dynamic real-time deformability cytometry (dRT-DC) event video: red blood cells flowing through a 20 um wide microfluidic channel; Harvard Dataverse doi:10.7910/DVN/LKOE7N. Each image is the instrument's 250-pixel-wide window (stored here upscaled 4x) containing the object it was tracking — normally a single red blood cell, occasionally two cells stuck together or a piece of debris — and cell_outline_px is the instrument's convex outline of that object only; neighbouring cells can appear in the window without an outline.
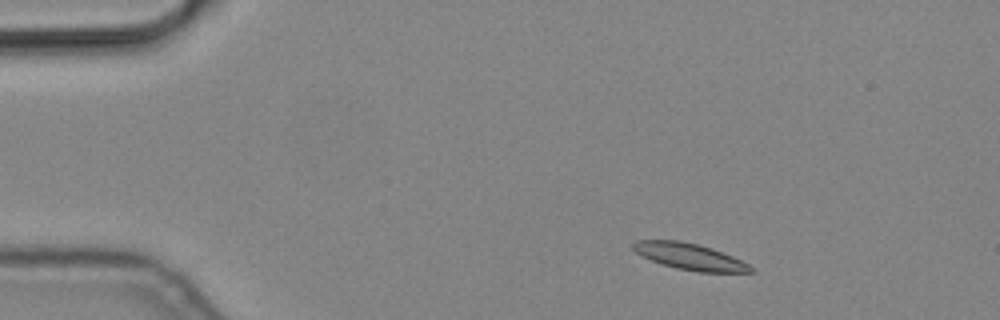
{"species": "common noctule bat (a hibernating species)", "species_latin": "Nyctalus noctula", "temperature_condition": "cold", "stored_images_in_passage": 4, "camera_frame_rate_fps": 3000, "um_per_image_px": 0.085, "animal": {"sex": "male", "body_mass_g": 19.2, "forearm_length_mm": 51.8}, "frame": {"image": 1, "passage_image": 2, "time_ms": 0.333, "image_size_px": [1000, 320], "cell_outline_px": [[756, 272], [696, 272], [676, 268], [660, 264], [636, 252], [632, 248], [632, 244], [636, 240], [680, 240], [712, 248], [732, 256], [756, 268]], "centroid_in_image_um": [58.65, 21.81], "position_along_channel_um": 26.4, "area_um2": 18.09}}